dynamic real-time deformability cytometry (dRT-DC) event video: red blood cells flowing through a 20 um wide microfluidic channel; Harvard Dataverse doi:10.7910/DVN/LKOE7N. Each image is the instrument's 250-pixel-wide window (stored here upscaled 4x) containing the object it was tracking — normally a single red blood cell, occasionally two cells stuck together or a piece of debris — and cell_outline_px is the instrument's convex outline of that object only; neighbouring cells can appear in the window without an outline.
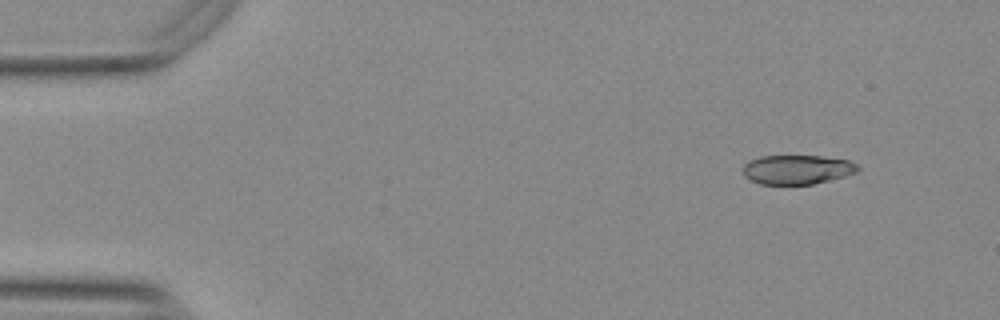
{"species": "Egyptian fruit bat (a non-hibernating species)", "species_latin": "Rousettus aegyptiacus", "temperature_condition": "warm", "stored_images_in_passage": 50, "camera_frame_rate_fps": 3000, "um_per_image_px": 0.085, "animal": {"sex": "female"}, "frame": {"image": 1, "passage_image": 1, "time_ms": 0.0, "image_size_px": [1000, 320], "cell_outline_px": [[860, 168], [856, 172], [844, 176], [812, 184], [760, 184], [744, 176], [744, 164], [748, 160], [760, 156], [820, 156], [848, 160], [856, 164]], "centroid_in_image_um": [67.73, 14.4], "position_along_channel_um": 17.3, "area_um2": 19.42}}
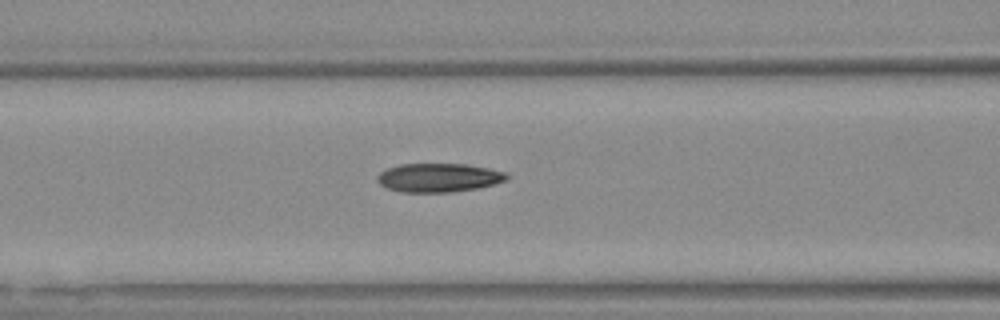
{"frame": {"image": 2, "passage_image": 18, "time_ms": 5.667, "image_size_px": [1000, 320], "cell_outline_px": [[508, 180], [476, 188], [452, 192], [400, 192], [384, 188], [376, 180], [376, 176], [380, 172], [388, 168], [400, 164], [464, 164], [488, 168], [504, 172], [508, 176]], "centroid_in_image_um": [37.23, 15.1], "position_along_channel_um": 129.4, "area_um2": 21.68}}
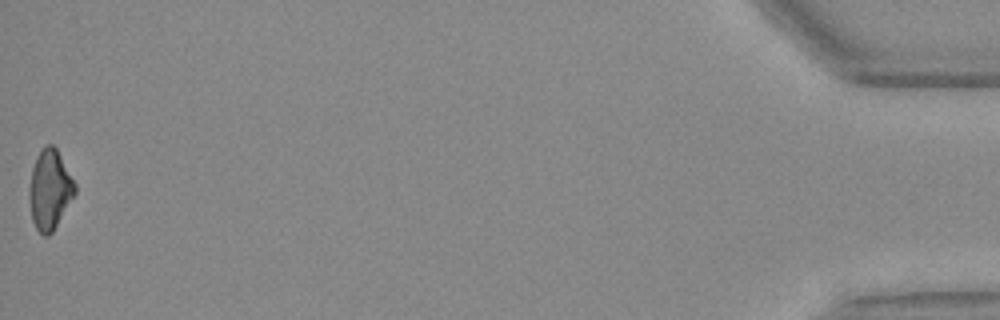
{"frame": {"image": 3, "passage_image": 50, "time_ms": 16.333, "image_size_px": [1000, 320], "cell_outline_px": [[76, 192], [52, 232], [48, 236], [44, 236], [36, 228], [32, 220], [28, 196], [28, 192], [32, 168], [36, 156], [44, 144], [52, 144], [56, 148], [76, 184]], "centroid_in_image_um": [4.21, 16.1], "position_along_channel_um": 431.0, "area_um2": 21.15}, "authors_computed_cell_mechanics": {"area_um2": 21.2415, "velocity_mm_per_s": 3.7606, "shape_relaxation_time_tau1_ms": 6.0691, "shape_relaxation_time_tau2_ms": 4.7583, "deformation_change_tau1": 0.1724, "deformation_change_tau2": 0.1226}}